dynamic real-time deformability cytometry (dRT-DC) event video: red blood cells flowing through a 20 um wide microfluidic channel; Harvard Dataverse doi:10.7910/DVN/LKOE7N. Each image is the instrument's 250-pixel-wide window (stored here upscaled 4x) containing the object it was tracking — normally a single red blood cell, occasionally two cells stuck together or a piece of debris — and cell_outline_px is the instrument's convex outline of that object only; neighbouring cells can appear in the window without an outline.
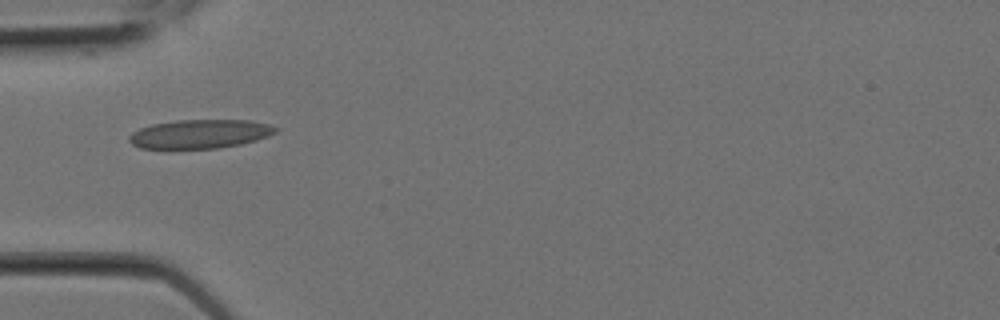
{"species": "Egyptian fruit bat (a non-hibernating species)", "species_latin": "Rousettus aegyptiacus", "temperature_condition": "room temperature", "stored_images_in_passage": 2, "camera_frame_rate_fps": 3000, "um_per_image_px": 0.085, "animal": {"sex": "female"}, "frame": {"image": 1, "passage_image": 1, "time_ms": 0.0, "image_size_px": [1000, 320], "cell_outline_px": [[280, 128], [276, 132], [268, 136], [256, 140], [240, 144], [220, 148], [172, 152], [140, 148], [132, 144], [128, 140], [128, 136], [132, 132], [140, 128], [152, 124], [176, 120], [248, 120], [268, 124]], "centroid_in_image_um": [16.9, 11.44], "position_along_channel_um": 68.1, "area_um2": 25.78}}
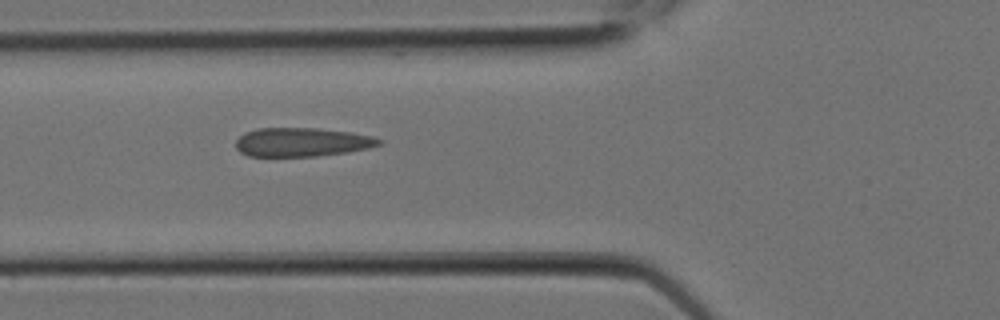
{"frame": {"image": 2, "passage_image": 2, "time_ms": 0.333, "image_size_px": [1000, 320], "cell_outline_px": [[384, 144], [368, 148], [348, 152], [316, 156], [248, 156], [240, 152], [236, 148], [236, 140], [244, 132], [256, 128], [316, 128], [348, 132], [372, 136], [384, 140]], "centroid_in_image_um": [25.67, 12.08], "position_along_channel_um": 100.1, "area_um2": 24.16}}